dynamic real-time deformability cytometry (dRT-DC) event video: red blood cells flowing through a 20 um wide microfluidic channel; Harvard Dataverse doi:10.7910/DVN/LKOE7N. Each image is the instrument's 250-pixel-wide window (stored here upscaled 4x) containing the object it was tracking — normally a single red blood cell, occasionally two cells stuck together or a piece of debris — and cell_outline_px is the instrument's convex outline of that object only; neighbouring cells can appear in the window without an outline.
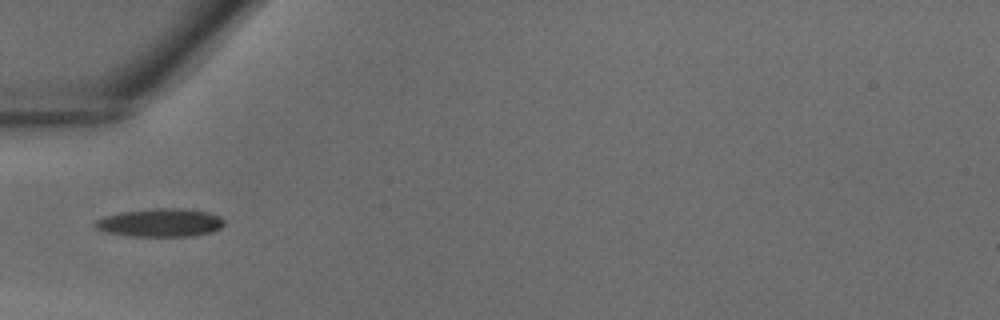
{"species": "common noctule bat (a hibernating species)", "species_latin": "Nyctalus noctula", "temperature_condition": "warm", "stored_images_in_passage": 28, "camera_frame_rate_fps": 3000, "um_per_image_px": 0.085, "animal": {"sex": "male", "body_mass_g": 18.8}, "frame": {"image": 1, "passage_image": 1, "time_ms": 0.0, "image_size_px": [1000, 320], "cell_outline_px": [[224, 224], [220, 228], [212, 232], [192, 236], [128, 236], [108, 232], [96, 228], [92, 224], [96, 220], [104, 216], [124, 212], [156, 208], [184, 208], [208, 212], [220, 216], [224, 220]], "centroid_in_image_um": [13.65, 18.93], "position_along_channel_um": 71.3, "area_um2": 21.21}}
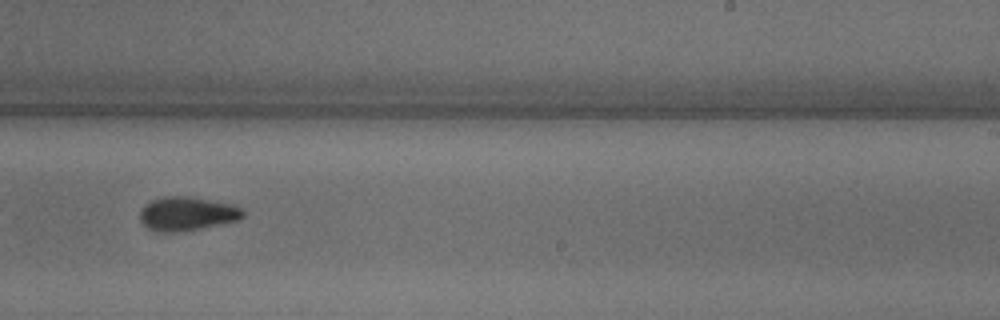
{"frame": {"image": 2, "passage_image": 13, "time_ms": 4.0, "image_size_px": [1000, 320], "cell_outline_px": [[244, 216], [240, 220], [180, 232], [152, 232], [140, 220], [140, 212], [152, 200], [168, 196], [188, 196], [228, 204], [240, 208], [244, 212]], "centroid_in_image_um": [15.88, 18.19], "position_along_channel_um": 273.1, "area_um2": 20.0}}
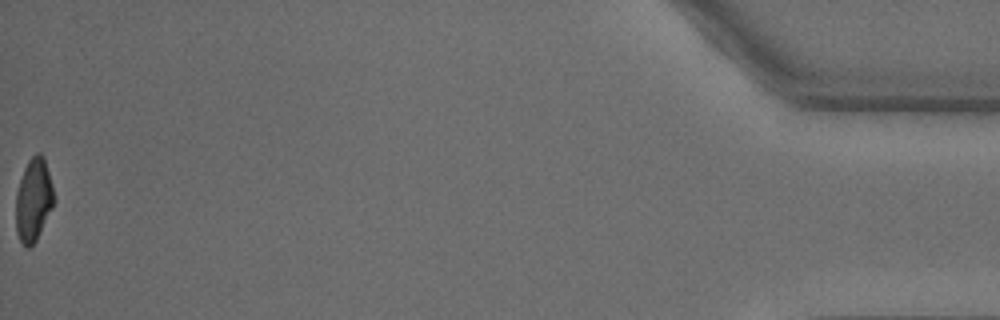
{"frame": {"image": 3, "passage_image": 28, "time_ms": 9.0, "image_size_px": [1000, 320], "cell_outline_px": [[56, 200], [36, 240], [28, 248], [20, 240], [16, 232], [16, 192], [24, 168], [28, 160], [36, 152], [40, 152], [44, 156], [52, 184]], "centroid_in_image_um": [2.86, 16.95], "position_along_channel_um": 432.3, "area_um2": 18.44}}